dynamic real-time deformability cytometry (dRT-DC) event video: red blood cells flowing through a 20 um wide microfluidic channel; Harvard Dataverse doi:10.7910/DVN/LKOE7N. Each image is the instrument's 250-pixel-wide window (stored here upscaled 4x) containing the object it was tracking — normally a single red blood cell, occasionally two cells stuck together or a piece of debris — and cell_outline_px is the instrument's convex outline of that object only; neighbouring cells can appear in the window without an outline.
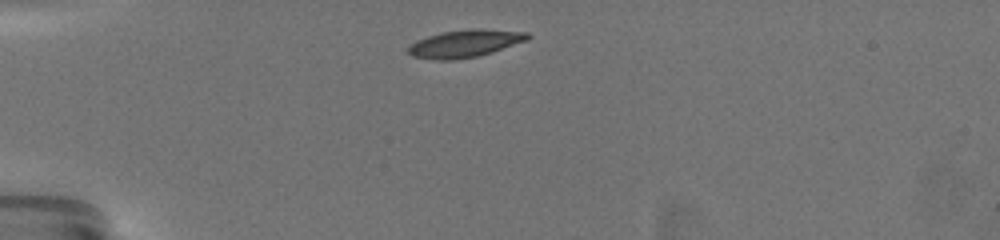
{"species": "common noctule bat (a hibernating species)", "species_latin": "Nyctalus noctula", "temperature_condition": "warm", "stored_images_in_passage": 35, "camera_frame_rate_fps": 3000, "um_per_image_px": 0.085, "animal": {"sex": "female", "body_mass_g": 19.5, "forearm_length_mm": 54.1}, "frame": {"image": 1, "passage_image": 1, "time_ms": 0.0, "image_size_px": [1000, 240], "cell_outline_px": [[532, 36], [528, 40], [476, 56], [452, 60], [440, 60], [412, 56], [408, 52], [408, 48], [416, 40], [428, 36], [444, 32], [472, 28], [528, 32]], "centroid_in_image_um": [39.53, 3.69], "position_along_channel_um": 45.5, "area_um2": 18.73}, "authors_computed_cell_mechanics": {"area_um2": 19.9988, "velocity_mm_per_s": 3.4882, "shape_relaxation_time_tau1_ms": 3.247, "shape_relaxation_time_tau2_ms": 1.639, "deformation_change_tau1": 0.1483, "deformation_change_tau2": 0.0742}}